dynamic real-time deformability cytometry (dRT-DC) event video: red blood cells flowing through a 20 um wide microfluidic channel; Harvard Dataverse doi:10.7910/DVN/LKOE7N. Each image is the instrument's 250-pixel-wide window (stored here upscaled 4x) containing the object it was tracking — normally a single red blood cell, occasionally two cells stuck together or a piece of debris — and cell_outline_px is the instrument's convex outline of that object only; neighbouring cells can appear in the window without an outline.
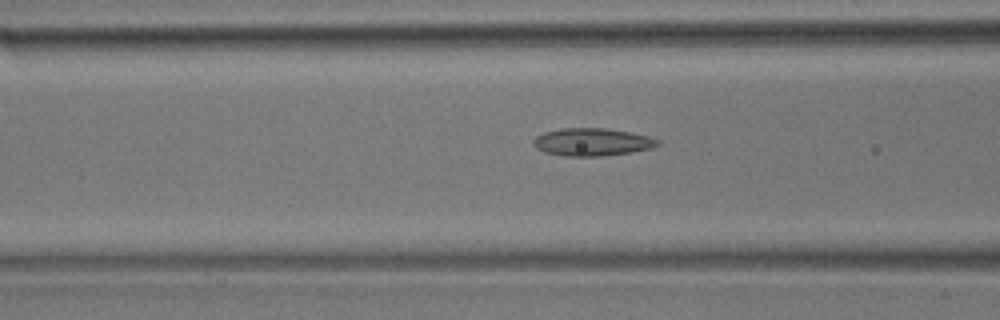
{"species": "common noctule bat (a hibernating species)", "species_latin": "Nyctalus noctula", "temperature_condition": "room temperature", "stored_images_in_passage": 12, "camera_frame_rate_fps": 3000, "um_per_image_px": 0.085, "animal": {"sex": "male", "body_mass_g": 17.9}, "frame": {"image": 1, "passage_image": 7, "time_ms": 2.0, "image_size_px": [1000, 320], "cell_outline_px": [[660, 144], [652, 148], [628, 152], [600, 156], [564, 156], [544, 152], [536, 148], [532, 144], [532, 140], [536, 136], [544, 132], [560, 128], [604, 128], [628, 132], [648, 136], [660, 140]], "centroid_in_image_um": [50.28, 12.07], "position_along_channel_um": 116.3, "area_um2": 20.0}}
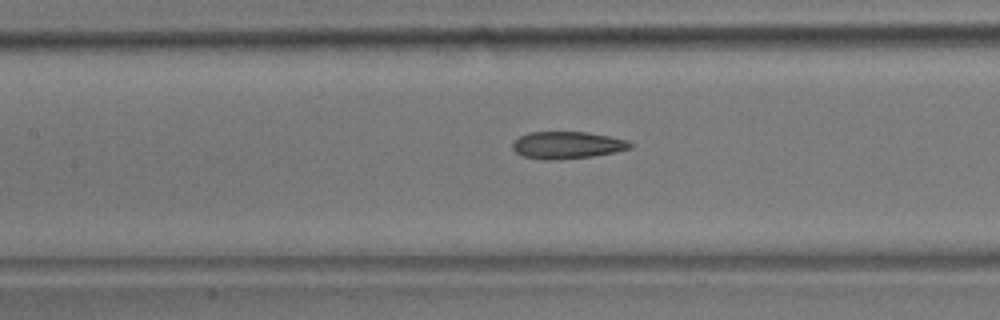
{"frame": {"image": 2, "passage_image": 10, "time_ms": 3.0, "image_size_px": [1000, 320], "cell_outline_px": [[632, 148], [616, 152], [592, 156], [552, 160], [544, 160], [524, 156], [516, 152], [512, 148], [512, 144], [520, 136], [528, 132], [588, 132], [628, 140], [632, 144]], "centroid_in_image_um": [48.22, 12.33], "position_along_channel_um": 159.2, "area_um2": 18.55}}